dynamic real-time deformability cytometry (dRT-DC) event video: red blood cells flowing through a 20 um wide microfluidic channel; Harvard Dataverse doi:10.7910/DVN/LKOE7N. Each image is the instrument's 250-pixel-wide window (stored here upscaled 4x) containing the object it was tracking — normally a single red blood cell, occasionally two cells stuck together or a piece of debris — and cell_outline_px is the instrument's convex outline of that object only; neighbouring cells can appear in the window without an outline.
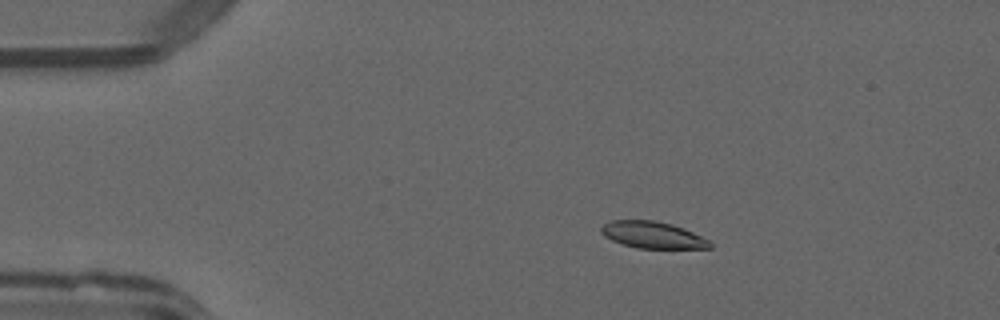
{"species": "common noctule bat (a hibernating species)", "species_latin": "Nyctalus noctula", "temperature_condition": "warm", "stored_images_in_passage": 50, "camera_frame_rate_fps": 3000, "um_per_image_px": 0.085, "animal": {"sex": "male", "forearm_length_mm": 52.5}, "frame": {"image": 1, "passage_image": 9, "time_ms": 2.667, "image_size_px": [1000, 320], "cell_outline_px": [[712, 248], [636, 248], [612, 240], [604, 236], [600, 232], [600, 228], [604, 224], [612, 220], [656, 220], [672, 224], [684, 228], [708, 240], [712, 244]], "centroid_in_image_um": [55.46, 19.96], "position_along_channel_um": 29.5, "area_um2": 16.88}}
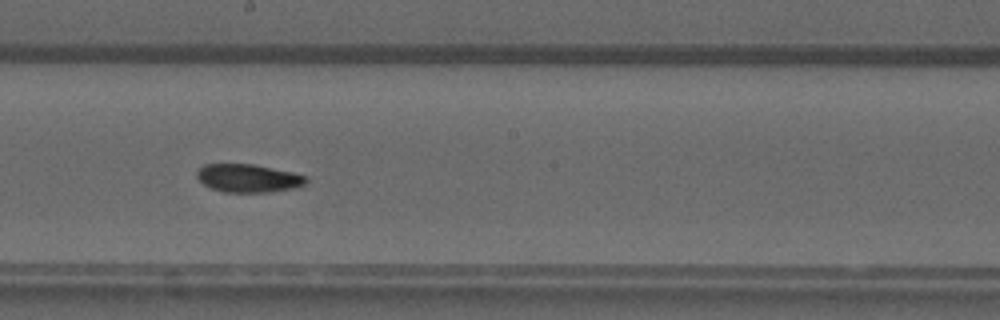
{"frame": {"image": 2, "passage_image": 28, "time_ms": 9.0, "image_size_px": [1000, 320], "cell_outline_px": [[308, 180], [304, 184], [296, 188], [268, 192], [224, 192], [212, 188], [204, 184], [196, 176], [196, 172], [204, 164], [252, 164], [292, 172], [308, 176]], "centroid_in_image_um": [21.12, 15.15], "position_along_channel_um": 227.1, "area_um2": 17.86}}
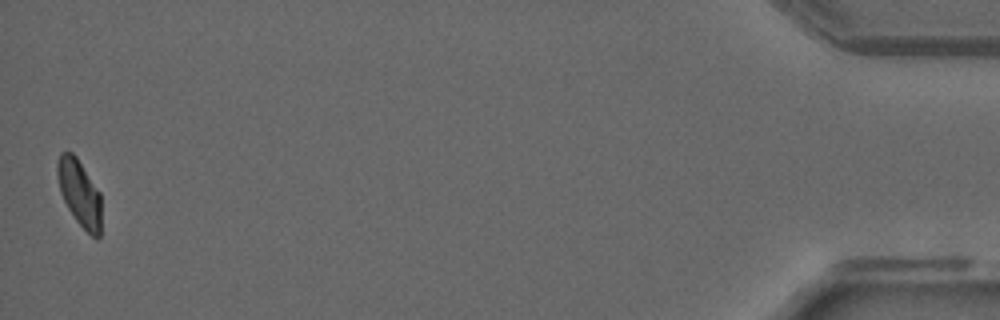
{"frame": {"image": 3, "passage_image": 50, "time_ms": 16.333, "image_size_px": [1000, 320], "cell_outline_px": [[100, 236], [96, 240], [76, 220], [68, 208], [60, 192], [56, 176], [56, 164], [60, 152], [72, 152], [76, 156], [100, 192]], "centroid_in_image_um": [6.73, 16.37], "position_along_channel_um": 428.5, "area_um2": 16.99}, "authors_computed_cell_mechanics": {"area_um2": 17.8602, "velocity_mm_per_s": 4.0493, "shape_relaxation_time_tau1_ms": null, "shape_relaxation_time_tau2_ms": 5.266, "deformation_change_tau1": null, "deformation_change_tau2": 0.0937}}